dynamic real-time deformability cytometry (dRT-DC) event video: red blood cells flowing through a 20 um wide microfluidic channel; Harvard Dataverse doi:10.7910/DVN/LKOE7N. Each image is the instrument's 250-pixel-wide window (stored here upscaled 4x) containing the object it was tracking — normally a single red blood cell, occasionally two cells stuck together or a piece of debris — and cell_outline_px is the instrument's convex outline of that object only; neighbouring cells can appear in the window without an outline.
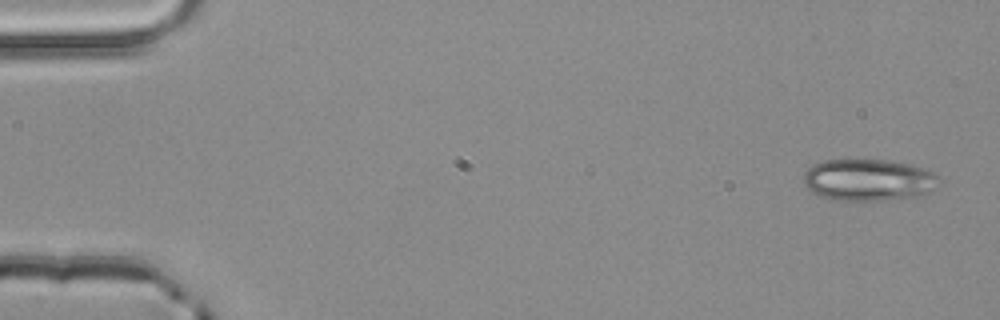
{"species": "common noctule bat (a hibernating species)", "species_latin": "Nyctalus noctula", "temperature_condition": "room temperature", "stored_images_in_passage": 3, "camera_frame_rate_fps": 3000, "um_per_image_px": 0.085, "animal": {"sex": "male", "body_mass_g": 20.4}, "frame": {"image": 1, "passage_image": 1, "time_ms": 0.0, "image_size_px": [1000, 320], "cell_outline_px": [[940, 184], [936, 188], [924, 196], [884, 200], [832, 200], [820, 196], [812, 192], [804, 184], [804, 172], [812, 164], [824, 160], [888, 160], [908, 164], [924, 168], [940, 176]], "centroid_in_image_um": [73.86, 15.3], "position_along_channel_um": 11.1, "area_um2": 33.41}}